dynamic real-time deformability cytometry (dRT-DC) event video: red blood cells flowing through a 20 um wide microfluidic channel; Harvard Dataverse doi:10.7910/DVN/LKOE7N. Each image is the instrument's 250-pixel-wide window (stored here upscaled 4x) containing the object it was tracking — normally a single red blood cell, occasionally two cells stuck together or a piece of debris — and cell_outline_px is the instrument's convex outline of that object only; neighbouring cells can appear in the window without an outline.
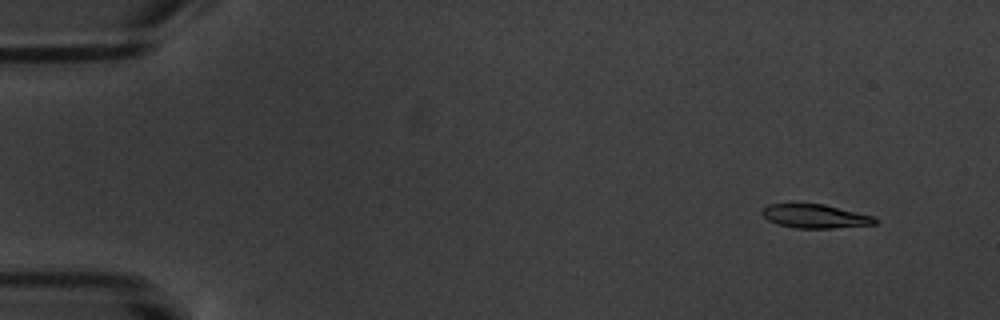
{"species": "common noctule bat (a hibernating species)", "species_latin": "Nyctalus noctula", "temperature_condition": "warm", "stored_images_in_passage": 6, "camera_frame_rate_fps": 3000, "um_per_image_px": 0.085, "animal": {"sex": "male", "body_mass_g": 20.1, "forearm_length_mm": 53.5}, "frame": {"image": 1, "passage_image": 2, "time_ms": 1.0, "image_size_px": [1000, 320], "cell_outline_px": [[880, 220], [876, 224], [832, 228], [796, 228], [780, 224], [768, 220], [760, 212], [768, 204], [824, 204], [876, 216]], "centroid_in_image_um": [69.36, 18.38], "position_along_channel_um": 15.6, "area_um2": 15.66}}